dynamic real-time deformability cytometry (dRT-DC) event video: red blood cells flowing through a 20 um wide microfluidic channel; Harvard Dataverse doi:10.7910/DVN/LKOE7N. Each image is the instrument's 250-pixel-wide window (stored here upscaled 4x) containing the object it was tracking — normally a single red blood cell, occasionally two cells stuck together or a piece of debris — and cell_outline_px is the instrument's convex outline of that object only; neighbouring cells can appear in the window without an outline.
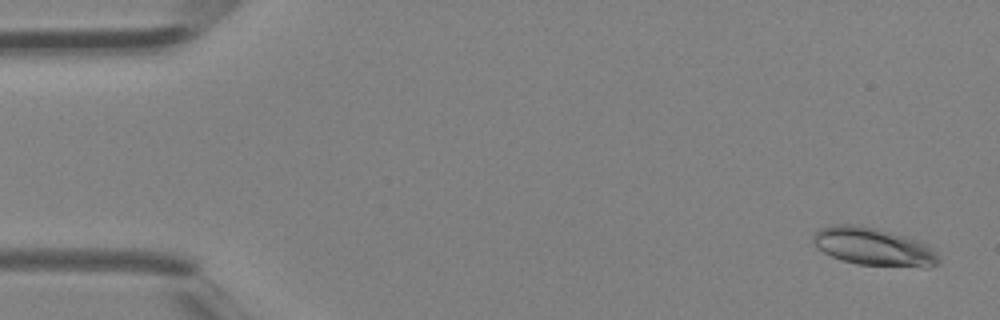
{"species": "Egyptian fruit bat (a non-hibernating species)", "species_latin": "Rousettus aegyptiacus", "temperature_condition": "room temperature", "stored_images_in_passage": 3, "camera_frame_rate_fps": 3000, "um_per_image_px": 0.085, "animal": {"sex": "female"}, "frame": {"image": 1, "passage_image": 1, "time_ms": 0.0, "image_size_px": [1000, 320], "cell_outline_px": [[940, 264], [928, 268], [924, 268], [856, 264], [840, 260], [824, 252], [812, 240], [812, 236], [820, 228], [832, 224], [860, 224], [876, 228], [904, 236], [928, 244], [936, 252], [940, 260]], "centroid_in_image_um": [74.29, 20.98], "position_along_channel_um": 10.7, "area_um2": 27.98}}